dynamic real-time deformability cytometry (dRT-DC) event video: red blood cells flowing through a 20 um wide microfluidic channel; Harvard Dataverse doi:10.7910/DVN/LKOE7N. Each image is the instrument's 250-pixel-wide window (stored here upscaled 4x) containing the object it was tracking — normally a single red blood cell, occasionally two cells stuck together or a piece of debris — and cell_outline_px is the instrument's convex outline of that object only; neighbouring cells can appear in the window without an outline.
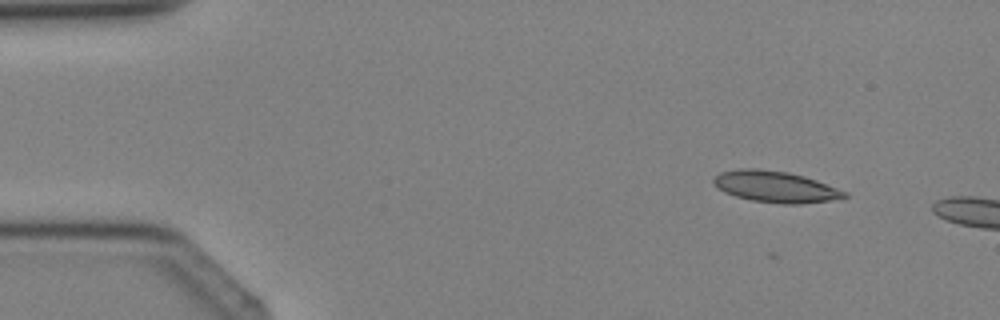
{"species": "Egyptian fruit bat (a non-hibernating species)", "species_latin": "Rousettus aegyptiacus", "temperature_condition": "cold", "stored_images_in_passage": 2, "camera_frame_rate_fps": 3000, "um_per_image_px": 0.085, "animal": {"sex": "female"}, "frame": {"image": 1, "passage_image": 1, "time_ms": 0.0, "image_size_px": [1000, 320], "cell_outline_px": [[848, 196], [828, 200], [800, 204], [784, 204], [752, 200], [736, 196], [724, 192], [716, 188], [712, 180], [720, 172], [740, 168], [756, 168], [788, 172], [804, 176], [816, 180], [848, 192]], "centroid_in_image_um": [65.88, 15.86], "position_along_channel_um": 19.1, "area_um2": 23.76}}